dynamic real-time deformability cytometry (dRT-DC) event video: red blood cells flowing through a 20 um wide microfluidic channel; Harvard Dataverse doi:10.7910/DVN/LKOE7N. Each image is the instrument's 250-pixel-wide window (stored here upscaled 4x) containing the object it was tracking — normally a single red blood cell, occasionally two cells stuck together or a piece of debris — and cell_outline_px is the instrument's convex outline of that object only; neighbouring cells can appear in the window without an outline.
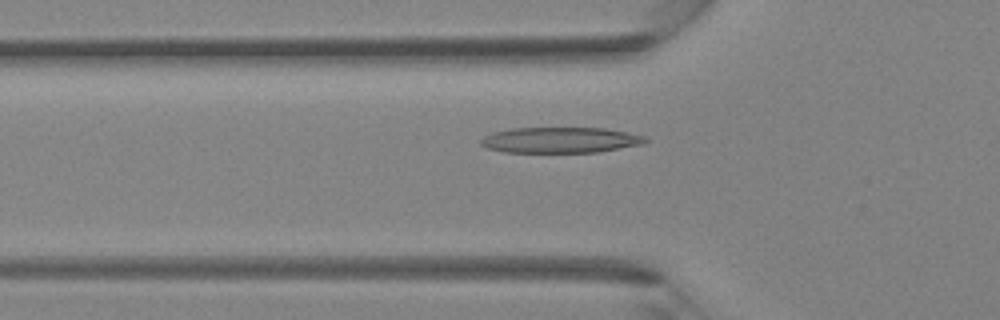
{"species": "Egyptian fruit bat (a non-hibernating species)", "species_latin": "Rousettus aegyptiacus", "temperature_condition": "room temperature", "stored_images_in_passage": 32, "camera_frame_rate_fps": 3000, "um_per_image_px": 0.085, "animal": {"sex": "female"}, "frame": {"image": 1, "passage_image": 6, "time_ms": 1.667, "image_size_px": [1000, 320], "cell_outline_px": [[652, 140], [644, 144], [596, 152], [504, 152], [488, 148], [480, 144], [480, 140], [484, 136], [492, 132], [512, 128], [604, 128], [628, 132], [644, 136]], "centroid_in_image_um": [47.65, 11.9], "position_along_channel_um": 78.1, "area_um2": 24.74}}
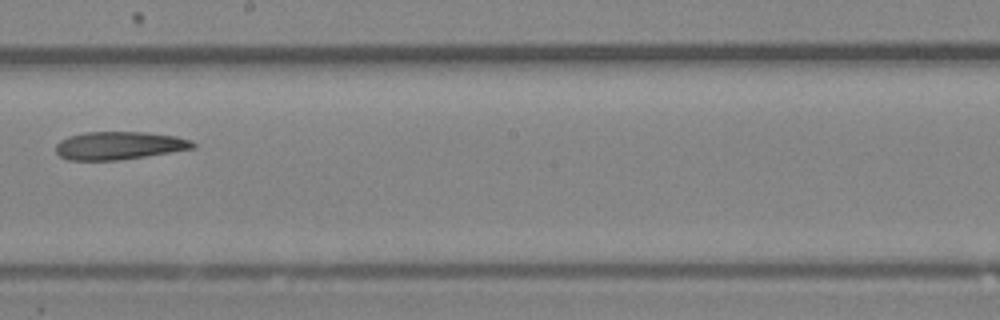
{"frame": {"image": 2, "passage_image": 16, "time_ms": 5.0, "image_size_px": [1000, 320], "cell_outline_px": [[196, 148], [120, 160], [68, 160], [60, 156], [56, 152], [56, 144], [60, 140], [68, 136], [84, 132], [144, 132], [176, 136], [192, 140], [196, 144]], "centroid_in_image_um": [10.13, 12.37], "position_along_channel_um": 238.1, "area_um2": 22.43}}
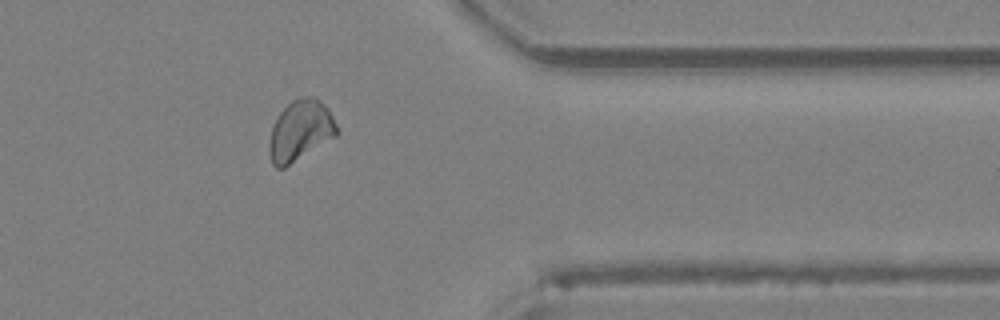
{"frame": {"image": 3, "passage_image": 26, "time_ms": 8.333, "image_size_px": [1000, 320], "cell_outline_px": [[340, 132], [336, 136], [284, 168], [276, 168], [272, 164], [268, 152], [268, 144], [272, 128], [280, 112], [292, 100], [304, 96], [316, 96], [328, 108]], "centroid_in_image_um": [25.53, 11.1], "position_along_channel_um": 385.9, "area_um2": 23.93}}